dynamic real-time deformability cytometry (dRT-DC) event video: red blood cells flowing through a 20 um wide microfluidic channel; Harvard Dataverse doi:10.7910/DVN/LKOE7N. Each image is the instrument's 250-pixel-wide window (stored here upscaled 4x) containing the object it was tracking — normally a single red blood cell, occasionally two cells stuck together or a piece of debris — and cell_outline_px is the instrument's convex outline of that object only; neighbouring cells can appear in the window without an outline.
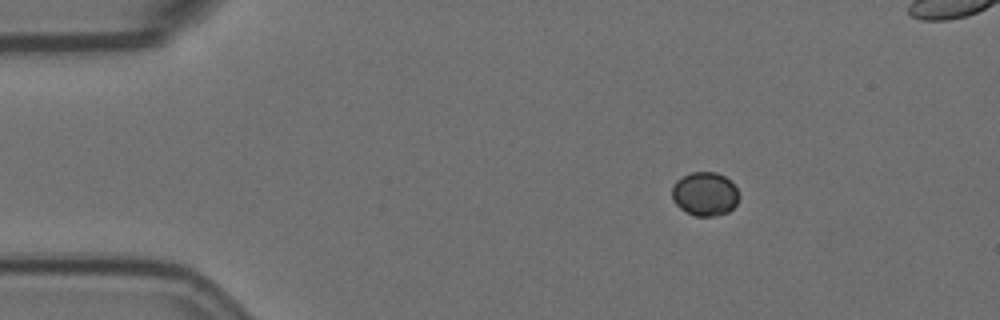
{"species": "Egyptian fruit bat (a non-hibernating species)", "species_latin": "Rousettus aegyptiacus", "temperature_condition": "room temperature", "stored_images_in_passage": 3, "camera_frame_rate_fps": 3000, "um_per_image_px": 0.085, "animal": {"sex": "female"}, "frame": {"image": 1, "passage_image": 1, "time_ms": 0.0, "image_size_px": [1000, 320], "cell_outline_px": [[740, 196], [736, 204], [728, 212], [716, 216], [696, 216], [680, 208], [672, 200], [672, 188], [676, 180], [692, 172], [716, 172], [724, 176], [736, 188]], "centroid_in_image_um": [59.91, 16.49], "position_along_channel_um": 25.1, "area_um2": 16.99}}